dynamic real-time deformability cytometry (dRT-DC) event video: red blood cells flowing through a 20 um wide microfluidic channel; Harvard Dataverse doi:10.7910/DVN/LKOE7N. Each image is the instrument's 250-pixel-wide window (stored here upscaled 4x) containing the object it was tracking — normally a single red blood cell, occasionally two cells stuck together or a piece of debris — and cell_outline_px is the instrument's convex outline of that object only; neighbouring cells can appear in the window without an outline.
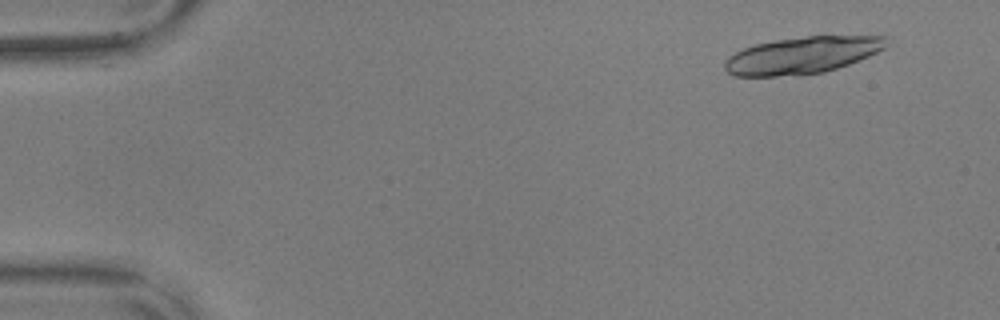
{"species": "common noctule bat (a hibernating species)", "species_latin": "Nyctalus noctula", "temperature_condition": "warm", "stored_images_in_passage": 12, "camera_frame_rate_fps": 3000, "um_per_image_px": 0.085, "animal": {"sex": "male", "body_mass_g": 17.9, "forearm_length_mm": 54.2}, "frame": {"image": 1, "passage_image": 5, "time_ms": 1.333, "image_size_px": [1000, 320], "cell_outline_px": [[888, 36], [884, 48], [868, 56], [848, 64], [824, 72], [800, 76], [732, 76], [724, 68], [724, 60], [728, 56], [744, 48], [756, 44], [776, 40], [804, 36]], "centroid_in_image_um": [68.14, 4.71], "position_along_channel_um": 16.9, "area_um2": 34.74}}